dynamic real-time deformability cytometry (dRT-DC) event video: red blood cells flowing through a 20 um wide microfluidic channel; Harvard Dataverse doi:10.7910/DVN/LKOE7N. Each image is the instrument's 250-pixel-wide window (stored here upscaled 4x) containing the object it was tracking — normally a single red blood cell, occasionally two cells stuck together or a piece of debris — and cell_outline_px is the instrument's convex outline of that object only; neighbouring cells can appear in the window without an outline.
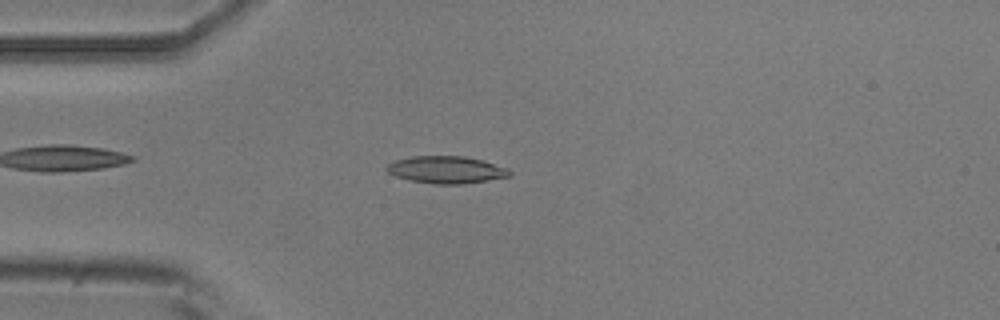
{"species": "common noctule bat (a hibernating species)", "species_latin": "Nyctalus noctula", "temperature_condition": "room temperature", "stored_images_in_passage": 48, "camera_frame_rate_fps": 3000, "um_per_image_px": 0.085, "animal": {"sex": "male", "body_mass_g": 20.5, "forearm_length_mm": 52.5}, "frame": {"image": 1, "passage_image": 8, "time_ms": 2.333, "image_size_px": [1000, 320], "cell_outline_px": [[512, 176], [488, 180], [460, 184], [436, 184], [408, 180], [396, 176], [388, 172], [384, 168], [392, 160], [412, 156], [464, 156], [484, 160], [508, 168], [512, 172]], "centroid_in_image_um": [37.93, 14.42], "position_along_channel_um": 47.1, "area_um2": 19.71}}
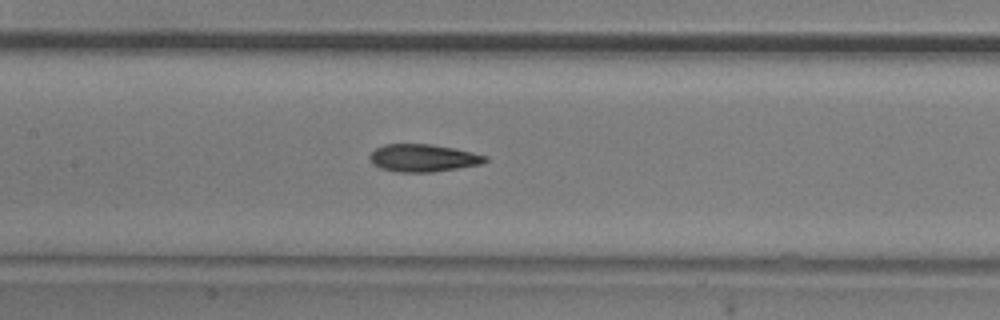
{"frame": {"image": 2, "passage_image": 19, "time_ms": 6.0, "image_size_px": [1000, 320], "cell_outline_px": [[488, 160], [484, 164], [432, 172], [396, 172], [380, 168], [372, 164], [368, 156], [376, 148], [384, 144], [432, 144], [472, 152], [488, 156]], "centroid_in_image_um": [35.97, 13.43], "position_along_channel_um": 171.4, "area_um2": 18.67}}
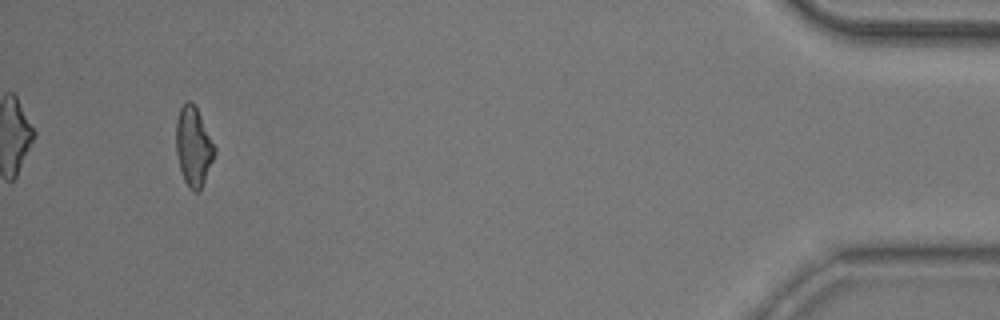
{"frame": {"image": 3, "passage_image": 45, "time_ms": 14.667, "image_size_px": [1000, 320], "cell_outline_px": [[216, 152], [204, 180], [200, 188], [196, 192], [192, 192], [188, 188], [184, 180], [180, 168], [176, 152], [176, 120], [180, 108], [188, 100], [196, 108], [216, 148]], "centroid_in_image_um": [16.43, 12.47], "position_along_channel_um": 418.8, "area_um2": 17.4}, "authors_computed_cell_mechanics": {"area_um2": 18.3804, "velocity_mm_per_s": 3.7316, "shape_relaxation_time_tau1_ms": 7.8465, "shape_relaxation_time_tau2_ms": 2.8884, "deformation_change_tau1": 0.1991, "deformation_change_tau2": 0.117}}